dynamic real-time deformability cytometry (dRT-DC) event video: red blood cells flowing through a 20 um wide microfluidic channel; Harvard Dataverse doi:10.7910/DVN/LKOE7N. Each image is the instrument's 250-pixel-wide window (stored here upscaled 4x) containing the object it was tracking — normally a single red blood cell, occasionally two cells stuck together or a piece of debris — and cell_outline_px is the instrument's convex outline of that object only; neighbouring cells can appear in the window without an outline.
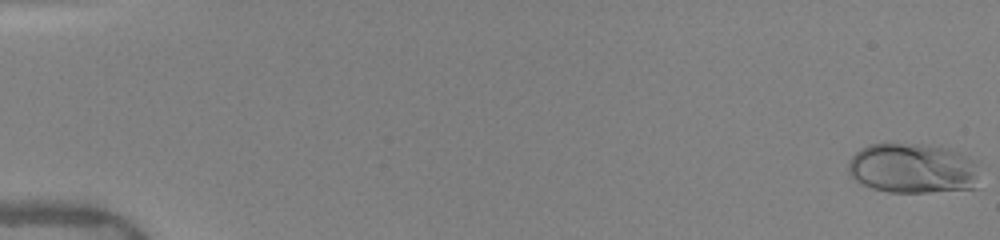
{"species": "human", "species_latin": "Homo sapiens", "temperature_condition": "warm", "stored_images_in_passage": 51, "camera_frame_rate_fps": 3000, "um_per_image_px": 0.085, "donor": {"sex": "female"}, "frame": {"image": 1, "passage_image": 1, "time_ms": 0.0, "image_size_px": [1000, 240], "cell_outline_px": [[980, 160], [976, 188], [928, 192], [888, 192], [872, 188], [856, 180], [848, 172], [848, 160], [860, 148], [868, 144], [884, 140], [920, 144], [944, 148]], "centroid_in_image_um": [77.58, 14.27], "position_along_channel_um": 7.4, "area_um2": 39.3}}
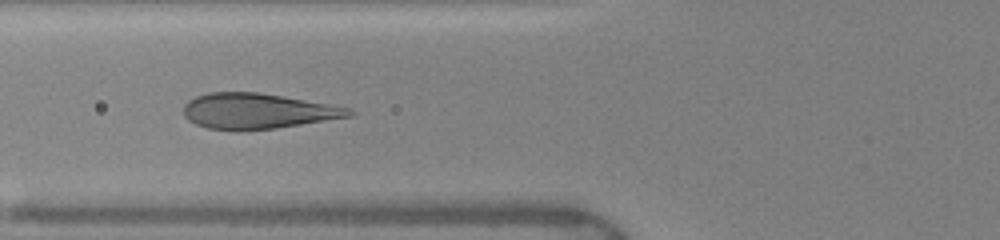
{"frame": {"image": 2, "passage_image": 21, "time_ms": 6.667, "image_size_px": [1000, 240], "cell_outline_px": [[356, 112], [352, 116], [276, 128], [236, 132], [208, 128], [196, 124], [188, 120], [184, 116], [184, 104], [188, 100], [196, 96], [208, 92], [256, 92], [352, 108]], "centroid_in_image_um": [21.85, 9.46], "position_along_channel_um": 103.9, "area_um2": 34.33}}
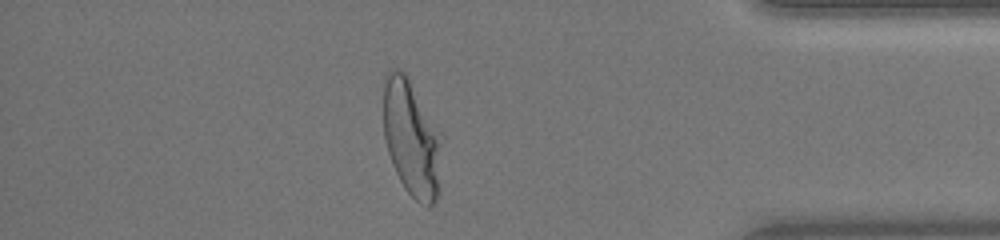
{"frame": {"image": 3, "passage_image": 45, "time_ms": 14.667, "image_size_px": [1000, 240], "cell_outline_px": [[440, 144], [436, 200], [428, 208], [420, 204], [404, 188], [392, 164], [388, 152], [384, 136], [384, 76], [388, 68], [396, 68], [404, 72], [440, 132]], "centroid_in_image_um": [34.93, 11.73], "position_along_channel_um": 400.3, "area_um2": 38.73}}